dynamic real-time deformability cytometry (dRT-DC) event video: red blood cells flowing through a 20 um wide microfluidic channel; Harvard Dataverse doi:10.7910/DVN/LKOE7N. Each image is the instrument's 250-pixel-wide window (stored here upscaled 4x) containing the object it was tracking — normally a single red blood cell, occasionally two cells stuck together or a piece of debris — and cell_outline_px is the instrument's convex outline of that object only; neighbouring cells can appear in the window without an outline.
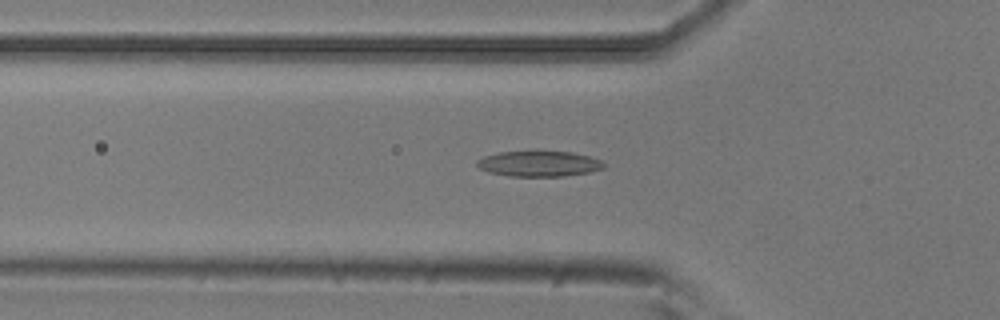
{"species": "common noctule bat (a hibernating species)", "species_latin": "Nyctalus noctula", "temperature_condition": "room temperature", "stored_images_in_passage": 42, "camera_frame_rate_fps": 3000, "um_per_image_px": 0.085, "animal": {"sex": "male", "body_mass_g": 20.5, "forearm_length_mm": 52.5}, "frame": {"image": 1, "passage_image": 12, "time_ms": 3.667, "image_size_px": [1000, 320], "cell_outline_px": [[604, 168], [588, 172], [564, 176], [508, 176], [488, 172], [480, 168], [476, 164], [476, 160], [484, 156], [500, 152], [572, 152], [588, 156], [600, 160], [604, 164]], "centroid_in_image_um": [45.78, 13.92], "position_along_channel_um": 80.0, "area_um2": 18.61}}
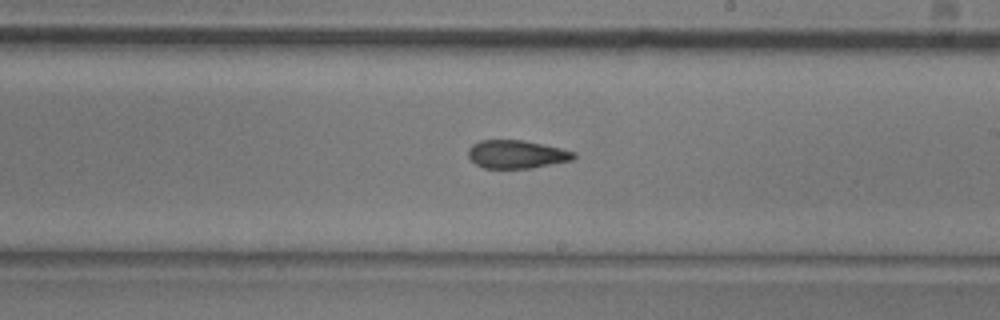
{"frame": {"image": 2, "passage_image": 25, "time_ms": 8.0, "image_size_px": [1000, 320], "cell_outline_px": [[576, 156], [572, 160], [532, 168], [484, 168], [476, 164], [468, 156], [468, 148], [472, 144], [480, 140], [524, 140], [560, 148], [576, 152]], "centroid_in_image_um": [43.9, 13.11], "position_along_channel_um": 245.1, "area_um2": 17.34}}
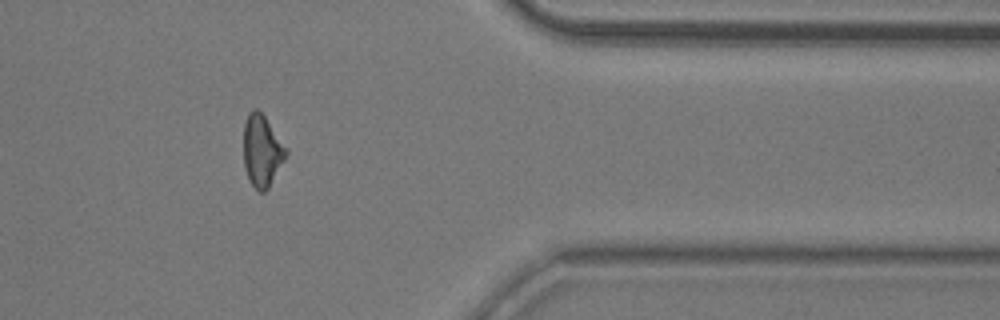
{"frame": {"image": 3, "passage_image": 38, "time_ms": 12.333, "image_size_px": [1000, 320], "cell_outline_px": [[288, 152], [284, 160], [268, 188], [264, 192], [260, 192], [248, 180], [244, 164], [244, 124], [248, 112], [252, 108], [256, 108], [264, 116], [288, 148]], "centroid_in_image_um": [22.26, 12.79], "position_along_channel_um": 389.1, "area_um2": 17.69}, "authors_computed_cell_mechanics": {"area_um2": 18.1781, "velocity_mm_per_s": 3.781, "shape_relaxation_time_tau1_ms": 6.0831, "shape_relaxation_time_tau2_ms": 3.8901, "deformation_change_tau1": 0.1606, "deformation_change_tau2": 0.1273}}